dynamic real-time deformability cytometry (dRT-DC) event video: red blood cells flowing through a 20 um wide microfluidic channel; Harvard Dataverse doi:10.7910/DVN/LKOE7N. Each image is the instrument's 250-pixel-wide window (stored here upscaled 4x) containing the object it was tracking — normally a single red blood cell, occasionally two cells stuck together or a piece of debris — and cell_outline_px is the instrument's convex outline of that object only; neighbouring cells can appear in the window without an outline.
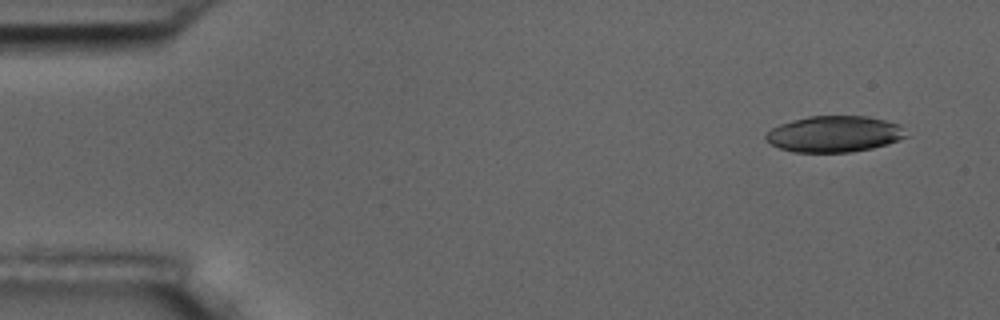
{"species": "common noctule bat (a hibernating species)", "species_latin": "Nyctalus noctula", "temperature_condition": "room temperature", "stored_images_in_passage": 5, "camera_frame_rate_fps": 3000, "um_per_image_px": 0.085, "animal": {"sex": "male", "body_mass_g": 17.5, "forearm_length_mm": 52.3}, "frame": {"image": 1, "passage_image": 1, "time_ms": 0.0, "image_size_px": [1000, 320], "cell_outline_px": [[908, 136], [888, 144], [872, 148], [852, 152], [792, 152], [780, 148], [764, 140], [764, 136], [772, 128], [780, 124], [792, 120], [808, 116], [868, 116], [884, 120], [896, 124]], "centroid_in_image_um": [70.87, 11.39], "position_along_channel_um": 14.1, "area_um2": 29.42}}
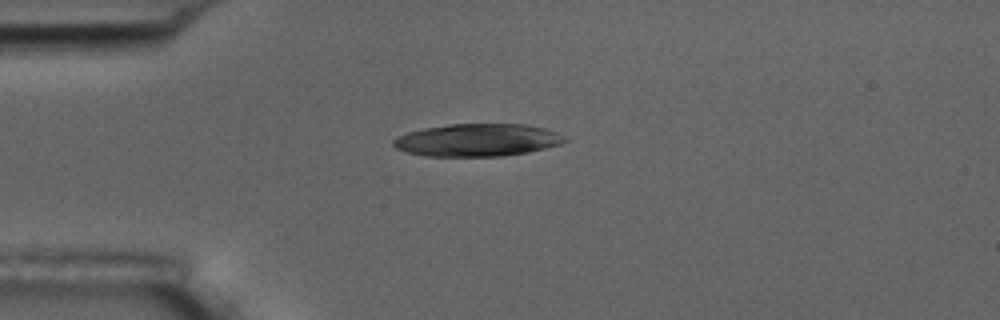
{"frame": {"image": 2, "passage_image": 4, "time_ms": 3.333, "image_size_px": [1000, 320], "cell_outline_px": [[568, 140], [560, 144], [528, 152], [500, 156], [424, 156], [408, 152], [396, 148], [392, 144], [392, 140], [396, 136], [408, 132], [424, 128], [448, 124], [524, 124], [544, 128], [556, 132], [564, 136]], "centroid_in_image_um": [40.55, 11.9], "position_along_channel_um": 44.5, "area_um2": 32.48}}